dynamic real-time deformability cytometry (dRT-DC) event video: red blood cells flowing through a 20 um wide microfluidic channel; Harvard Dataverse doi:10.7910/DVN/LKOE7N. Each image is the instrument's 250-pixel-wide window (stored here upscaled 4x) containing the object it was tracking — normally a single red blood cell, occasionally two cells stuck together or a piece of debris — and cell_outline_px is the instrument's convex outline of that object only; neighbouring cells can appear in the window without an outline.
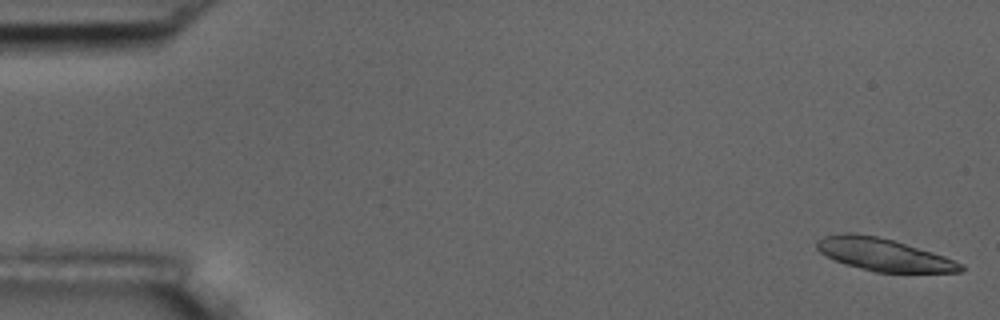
{"species": "common noctule bat (a hibernating species)", "species_latin": "Nyctalus noctula", "temperature_condition": "room temperature", "stored_images_in_passage": 56, "segment_of_instrument_passage": [1, 2], "camera_frame_rate_fps": 3000, "um_per_image_px": 0.085, "animal": {"sex": "male", "body_mass_g": 17.5, "forearm_length_mm": 52.3}, "frame": {"image": 1, "passage_image": 1, "time_ms": 0.0, "image_size_px": [1000, 320], "cell_outline_px": [[964, 268], [960, 272], [876, 272], [844, 264], [820, 252], [816, 248], [816, 240], [824, 236], [844, 232], [852, 232], [876, 236], [892, 240], [932, 252], [944, 256], [964, 264]], "centroid_in_image_um": [75.08, 21.63], "position_along_channel_um": 9.9, "area_um2": 27.05}}
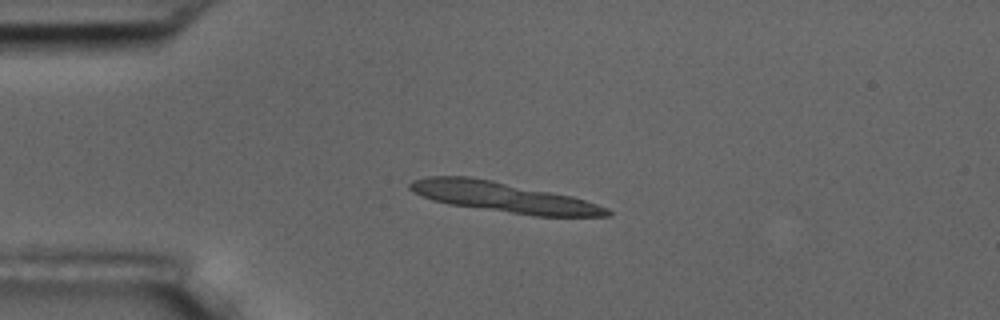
{"frame": {"image": 2, "passage_image": 13, "time_ms": 4.0, "image_size_px": [1000, 320], "cell_outline_px": [[612, 212], [608, 216], [536, 216], [448, 204], [432, 200], [412, 192], [408, 188], [408, 184], [412, 180], [428, 176], [468, 176], [492, 180], [572, 196], [608, 208]], "centroid_in_image_um": [42.73, 16.75], "position_along_channel_um": 42.3, "area_um2": 34.39}}